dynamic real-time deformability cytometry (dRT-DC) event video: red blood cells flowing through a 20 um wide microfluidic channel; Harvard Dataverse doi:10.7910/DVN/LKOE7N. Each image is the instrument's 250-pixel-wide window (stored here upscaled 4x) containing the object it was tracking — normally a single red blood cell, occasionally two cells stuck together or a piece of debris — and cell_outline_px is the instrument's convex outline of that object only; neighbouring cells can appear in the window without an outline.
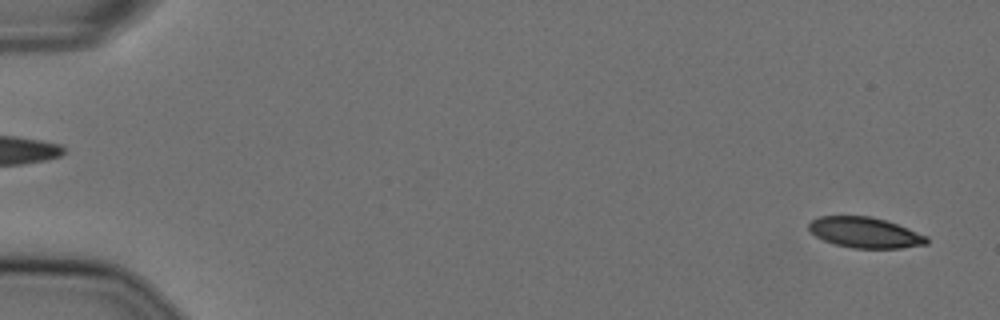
{"species": "Egyptian fruit bat (a non-hibernating species)", "species_latin": "Rousettus aegyptiacus", "temperature_condition": "cold", "stored_images_in_passage": 56, "camera_frame_rate_fps": 3000, "um_per_image_px": 0.085, "animal": {"sex": "female"}, "frame": {"image": 1, "passage_image": 2, "time_ms": 0.333, "image_size_px": [1000, 320], "cell_outline_px": [[928, 244], [900, 248], [852, 248], [836, 244], [824, 240], [816, 236], [808, 228], [808, 224], [812, 220], [820, 216], [868, 216], [884, 220], [908, 228], [928, 236]], "centroid_in_image_um": [73.54, 19.77], "position_along_channel_um": 11.5, "area_um2": 20.87}}
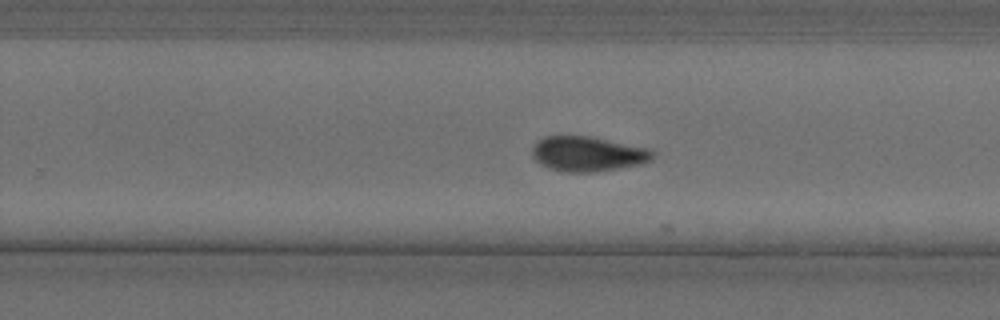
{"frame": {"image": 2, "passage_image": 36, "time_ms": 11.667, "image_size_px": [1000, 320], "cell_outline_px": [[652, 160], [640, 164], [592, 172], [568, 172], [548, 168], [540, 164], [532, 156], [532, 148], [536, 140], [544, 136], [592, 136], [648, 148], [652, 152]], "centroid_in_image_um": [49.91, 13.07], "position_along_channel_um": 279.9, "area_um2": 24.45}}
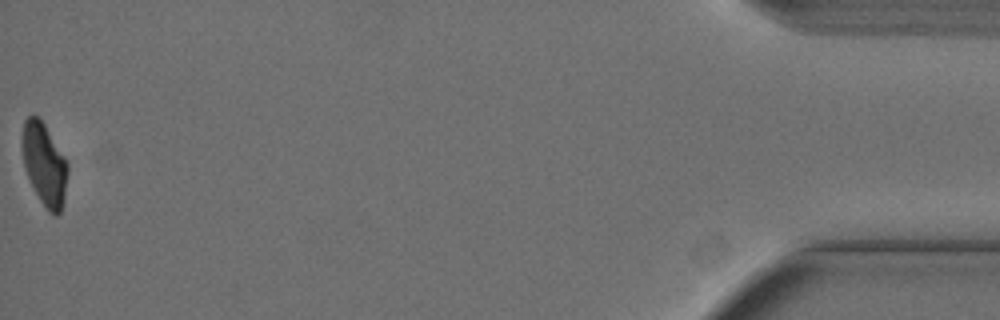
{"frame": {"image": 3, "passage_image": 56, "time_ms": 18.333, "image_size_px": [1000, 320], "cell_outline_px": [[68, 172], [64, 196], [60, 212], [56, 216], [52, 216], [48, 212], [40, 200], [28, 176], [24, 164], [20, 144], [20, 140], [24, 120], [32, 112], [40, 116], [68, 164]], "centroid_in_image_um": [3.74, 13.9], "position_along_channel_um": 431.5, "area_um2": 22.02}, "authors_computed_cell_mechanics": {"area_um2": 23.3512, "velocity_mm_per_s": 3.6139, "shape_relaxation_time_tau1_ms": 6.4878, "shape_relaxation_time_tau2_ms": 8.5558, "deformation_change_tau1": 0.1644, "deformation_change_tau2": 0.1181}}